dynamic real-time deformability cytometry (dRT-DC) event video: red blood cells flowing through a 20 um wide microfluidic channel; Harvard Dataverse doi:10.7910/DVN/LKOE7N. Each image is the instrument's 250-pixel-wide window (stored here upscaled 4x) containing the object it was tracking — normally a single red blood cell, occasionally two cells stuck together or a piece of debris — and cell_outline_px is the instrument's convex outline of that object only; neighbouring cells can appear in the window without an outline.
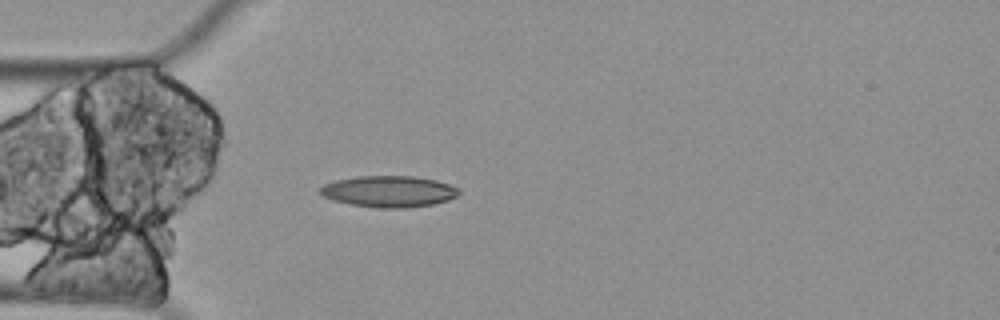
{"species": "Egyptian fruit bat (a non-hibernating species)", "species_latin": "Rousettus aegyptiacus", "temperature_condition": "cold", "stored_images_in_passage": 5, "camera_frame_rate_fps": 3000, "um_per_image_px": 0.085, "animal": {"sex": "female"}, "frame": {"image": 1, "passage_image": 5, "time_ms": 1.333, "image_size_px": [1000, 320], "cell_outline_px": [[460, 192], [456, 196], [448, 200], [432, 204], [408, 208], [380, 208], [348, 204], [332, 200], [316, 192], [316, 188], [324, 184], [336, 180], [356, 176], [412, 176], [436, 180], [460, 188]], "centroid_in_image_um": [33.0, 16.27], "position_along_channel_um": 52.0, "area_um2": 25.61}}